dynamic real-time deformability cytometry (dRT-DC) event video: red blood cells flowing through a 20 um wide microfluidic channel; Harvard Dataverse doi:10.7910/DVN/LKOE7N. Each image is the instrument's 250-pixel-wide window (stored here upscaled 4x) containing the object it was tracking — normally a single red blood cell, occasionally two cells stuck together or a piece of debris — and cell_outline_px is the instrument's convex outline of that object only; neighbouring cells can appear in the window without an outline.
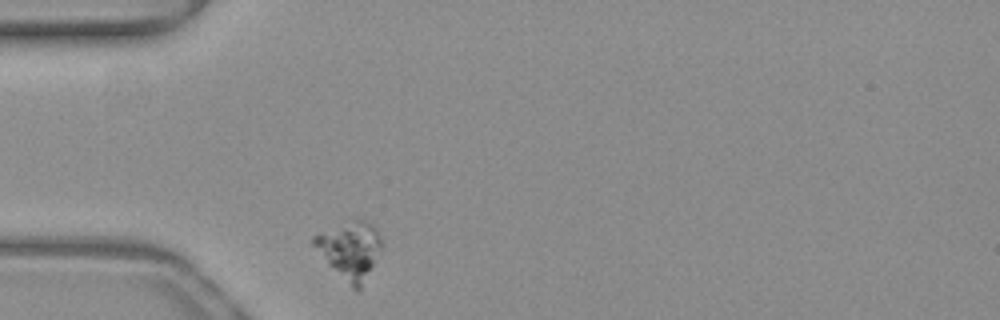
{"species": "common noctule bat (a hibernating species)", "species_latin": "Nyctalus noctula", "temperature_condition": "warm", "stored_images_in_passage": 43, "camera_frame_rate_fps": 3000, "um_per_image_px": 0.085, "animal": {"sex": "female", "body_mass_g": 19.3, "forearm_length_mm": 54.1}, "frame": {"image": 1, "passage_image": 1, "time_ms": 0.0, "image_size_px": [1000, 320], "cell_outline_px": [[384, 244], [380, 252], [360, 288], [352, 288], [328, 264], [312, 244], [312, 236], [352, 216], [368, 220], [380, 232]], "centroid_in_image_um": [29.76, 21.14], "position_along_channel_um": 55.2, "area_um2": 23.06}}
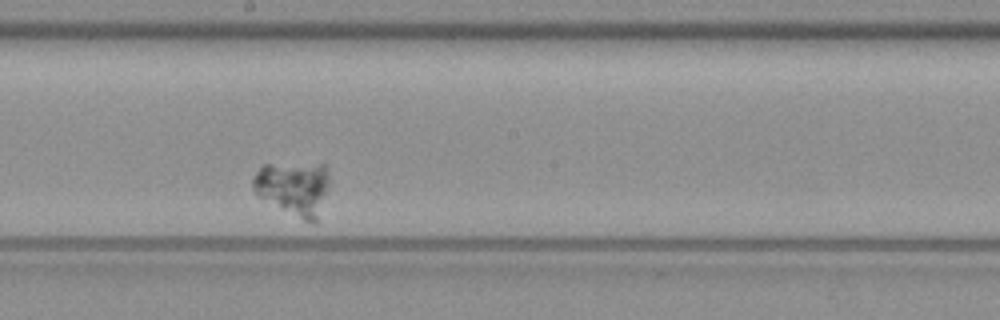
{"frame": {"image": 2, "passage_image": 17, "time_ms": 5.333, "image_size_px": [1000, 320], "cell_outline_px": [[328, 184], [316, 220], [312, 224], [256, 196], [252, 188], [252, 176], [264, 164], [324, 164], [328, 168]], "centroid_in_image_um": [24.9, 15.96], "position_along_channel_um": 223.3, "area_um2": 23.81}}
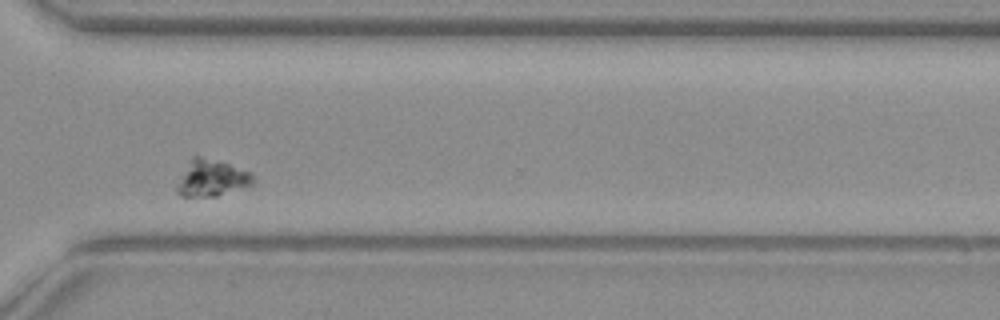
{"frame": {"image": 3, "passage_image": 28, "time_ms": 9.0, "image_size_px": [1000, 320], "cell_outline_px": [[256, 180], [248, 188], [216, 196], [180, 196], [176, 192], [176, 188], [180, 176], [192, 156], [200, 156], [228, 164], [252, 172]], "centroid_in_image_um": [18.03, 15.16], "position_along_channel_um": 352.6, "area_um2": 16.36}}